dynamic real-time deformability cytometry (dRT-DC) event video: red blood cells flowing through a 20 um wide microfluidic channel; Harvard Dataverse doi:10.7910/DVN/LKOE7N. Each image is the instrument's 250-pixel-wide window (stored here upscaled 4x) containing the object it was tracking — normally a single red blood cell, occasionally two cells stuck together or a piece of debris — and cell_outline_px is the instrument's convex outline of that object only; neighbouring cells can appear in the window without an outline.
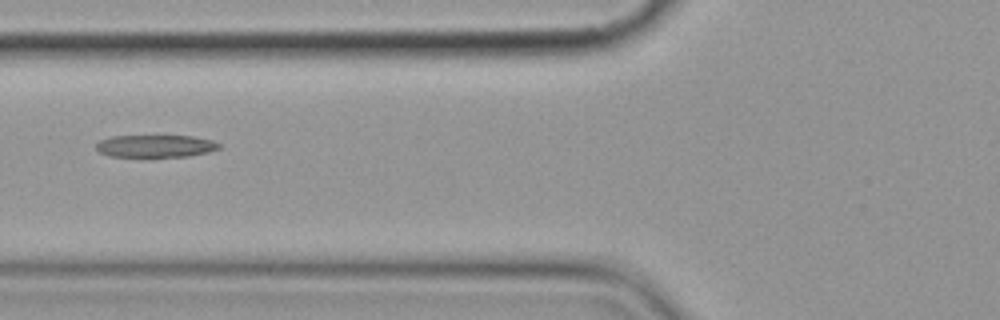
{"species": "common noctule bat (a hibernating species)", "species_latin": "Nyctalus noctula", "temperature_condition": "cold", "stored_images_in_passage": 4, "camera_frame_rate_fps": 3000, "um_per_image_px": 0.085, "animal": {"sex": "female", "body_mass_g": 19.9}, "frame": {"image": 1, "passage_image": 2, "time_ms": 1.333, "image_size_px": [1000, 320], "cell_outline_px": [[220, 148], [208, 152], [188, 156], [108, 156], [100, 152], [96, 148], [96, 144], [100, 140], [112, 136], [192, 136], [212, 140], [220, 144]], "centroid_in_image_um": [13.22, 12.41], "position_along_channel_um": 112.6, "area_um2": 15.84}}
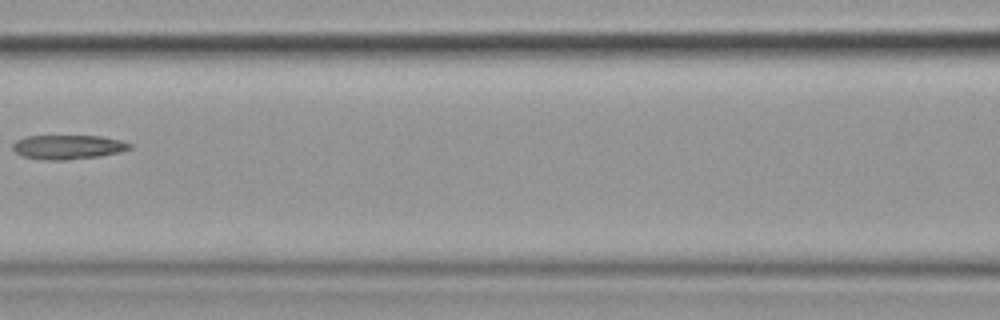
{"frame": {"image": 2, "passage_image": 3, "time_ms": 2.667, "image_size_px": [1000, 320], "cell_outline_px": [[132, 148], [120, 152], [100, 156], [68, 160], [44, 160], [20, 156], [12, 148], [12, 144], [16, 140], [24, 136], [100, 136], [120, 140], [132, 144]], "centroid_in_image_um": [5.75, 12.5], "position_along_channel_um": 160.8, "area_um2": 16.7}}
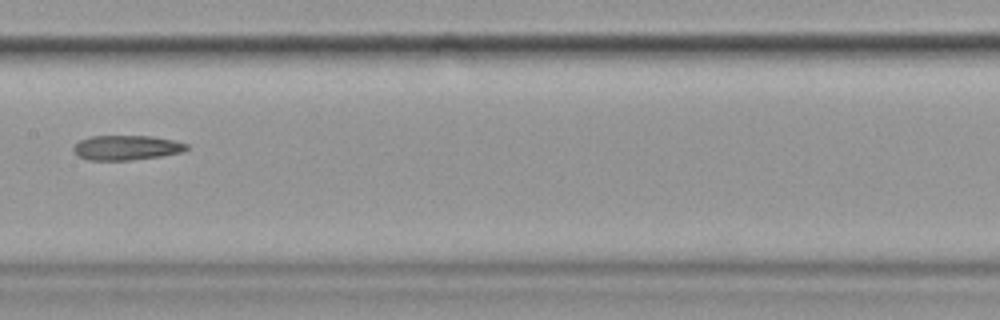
{"frame": {"image": 3, "passage_image": 4, "time_ms": 3.667, "image_size_px": [1000, 320], "cell_outline_px": [[188, 148], [184, 152], [160, 156], [128, 160], [88, 160], [76, 156], [72, 152], [72, 148], [80, 140], [88, 136], [152, 136], [172, 140], [188, 144]], "centroid_in_image_um": [10.71, 12.55], "position_along_channel_um": 196.7, "area_um2": 16.42}}